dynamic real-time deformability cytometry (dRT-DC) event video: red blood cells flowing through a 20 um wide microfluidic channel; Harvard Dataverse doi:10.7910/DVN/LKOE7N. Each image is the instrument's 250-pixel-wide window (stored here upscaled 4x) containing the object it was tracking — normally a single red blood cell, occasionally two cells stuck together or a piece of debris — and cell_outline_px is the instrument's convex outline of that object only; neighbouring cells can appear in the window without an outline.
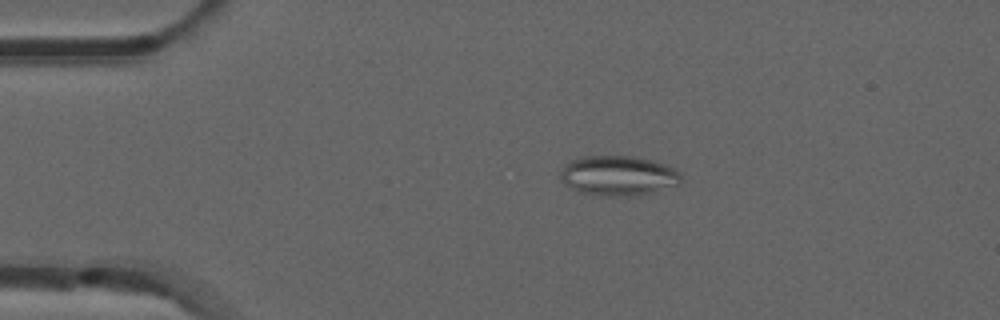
{"species": "common noctule bat (a hibernating species)", "species_latin": "Nyctalus noctula", "temperature_condition": "room temperature", "stored_images_in_passage": 44, "camera_frame_rate_fps": 3000, "um_per_image_px": 0.085, "animal": {"sex": "male", "forearm_length_mm": 52.5}, "frame": {"image": 1, "passage_image": 1, "time_ms": 0.0, "image_size_px": [1000, 320], "cell_outline_px": [[680, 184], [632, 196], [604, 196], [576, 192], [564, 184], [560, 180], [560, 172], [564, 164], [572, 160], [584, 156], [636, 156], [656, 160], [680, 172]], "centroid_in_image_um": [52.49, 14.92], "position_along_channel_um": 32.5, "area_um2": 28.21}}
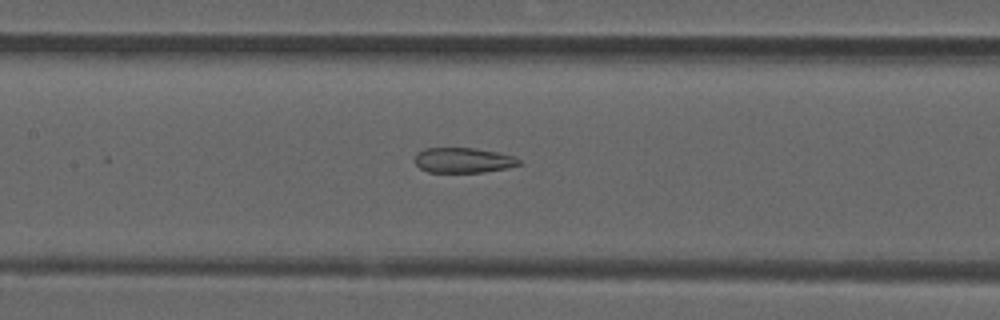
{"frame": {"image": 2, "passage_image": 15, "time_ms": 4.667, "image_size_px": [1000, 320], "cell_outline_px": [[520, 164], [508, 168], [484, 172], [428, 172], [420, 168], [416, 164], [416, 152], [424, 148], [472, 148], [500, 152], [512, 156], [520, 160]], "centroid_in_image_um": [39.37, 13.62], "position_along_channel_um": 168.0, "area_um2": 15.26}}
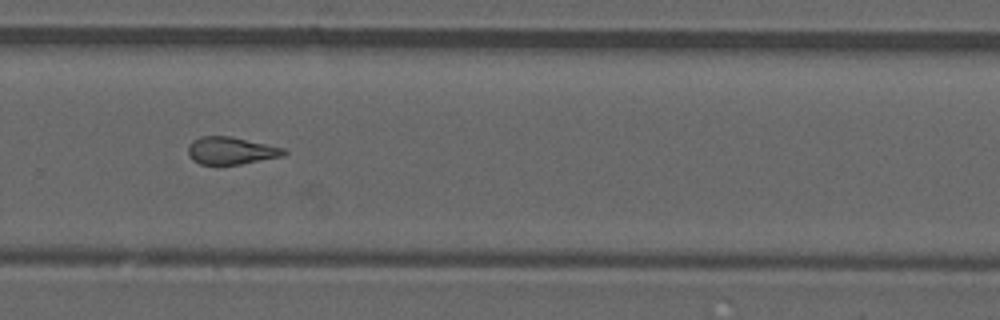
{"frame": {"image": 3, "passage_image": 26, "time_ms": 8.333, "image_size_px": [1000, 320], "cell_outline_px": [[288, 152], [284, 156], [240, 164], [200, 164], [192, 160], [188, 156], [188, 148], [192, 140], [200, 136], [232, 136], [284, 148]], "centroid_in_image_um": [19.63, 12.8], "position_along_channel_um": 310.2, "area_um2": 15.37}, "authors_computed_cell_mechanics": {"area_um2": 15.7505, "velocity_mm_per_s": 3.8914, "shape_relaxation_time_tau1_ms": null, "shape_relaxation_time_tau2_ms": 2.3347, "deformation_change_tau1": null, "deformation_change_tau2": 0.1107}}